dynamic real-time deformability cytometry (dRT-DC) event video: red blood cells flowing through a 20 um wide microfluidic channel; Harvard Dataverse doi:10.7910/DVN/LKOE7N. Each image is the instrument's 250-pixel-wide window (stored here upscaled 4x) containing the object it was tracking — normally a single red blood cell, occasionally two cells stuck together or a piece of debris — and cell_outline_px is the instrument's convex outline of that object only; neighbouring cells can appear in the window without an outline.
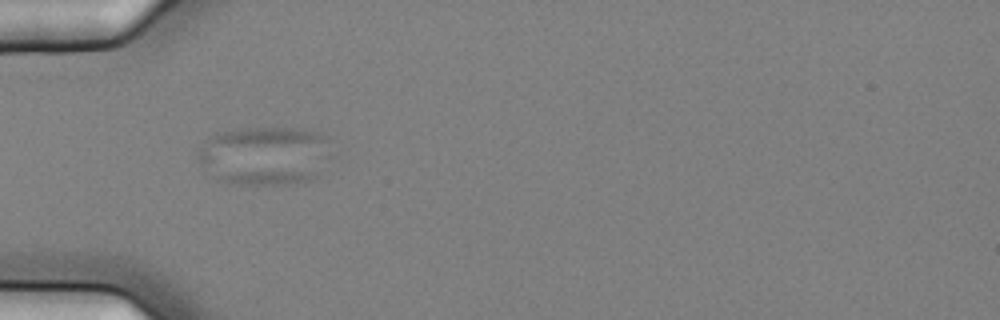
{"species": "common noctule bat (a hibernating species)", "species_latin": "Nyctalus noctula", "temperature_condition": "cold", "stored_images_in_passage": 4, "camera_frame_rate_fps": 3000, "um_per_image_px": 0.085, "animal": {"sex": "female", "body_mass_g": 25.1}, "frame": {"image": 1, "passage_image": 3, "time_ms": 0.667, "image_size_px": [1000, 320], "cell_outline_px": [[328, 136], [316, 172], [308, 180], [284, 184], [236, 184], [216, 180], [200, 164], [196, 156], [204, 140], [208, 136], [216, 132], [248, 128], [292, 128], [320, 132]], "centroid_in_image_um": [22.31, 13.2], "position_along_channel_um": 62.7, "area_um2": 44.62}}
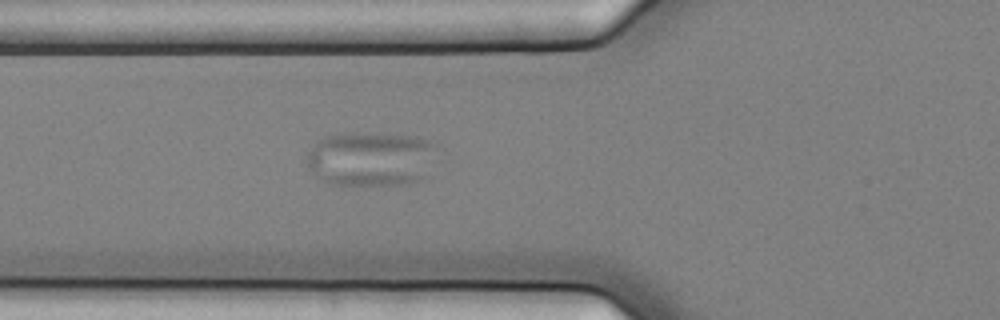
{"frame": {"image": 2, "passage_image": 4, "time_ms": 1.0, "image_size_px": [1000, 320], "cell_outline_px": [[436, 144], [420, 180], [408, 184], [328, 184], [308, 164], [308, 152], [324, 136], [344, 132], [348, 132], [416, 136], [428, 140]], "centroid_in_image_um": [31.49, 13.47], "position_along_channel_um": 94.3, "area_um2": 40.17}}